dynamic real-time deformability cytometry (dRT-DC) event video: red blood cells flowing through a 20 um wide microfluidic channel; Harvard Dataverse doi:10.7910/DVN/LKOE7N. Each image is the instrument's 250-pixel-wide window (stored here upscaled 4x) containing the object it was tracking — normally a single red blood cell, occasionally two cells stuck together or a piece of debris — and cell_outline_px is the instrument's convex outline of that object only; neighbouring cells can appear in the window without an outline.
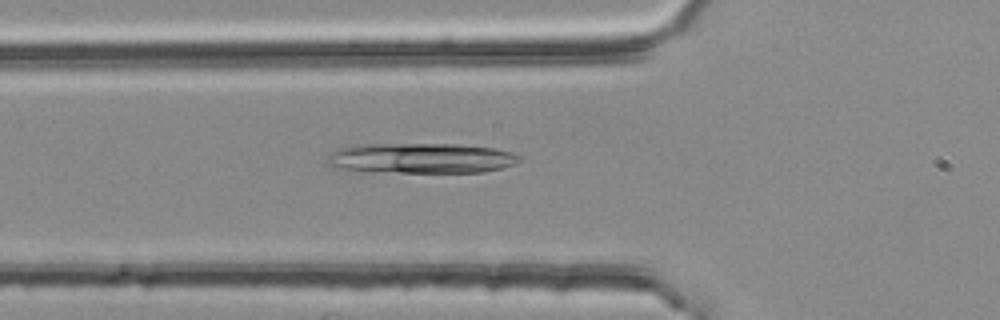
{"species": "common noctule bat (a hibernating species)", "species_latin": "Nyctalus noctula", "temperature_condition": "room temperature", "stored_images_in_passage": 45, "camera_frame_rate_fps": 3000, "um_per_image_px": 0.085, "animal": {"sex": "female", "body_mass_g": 25.1}, "frame": {"image": 1, "passage_image": 10, "time_ms": 3.0, "image_size_px": [1000, 320], "cell_outline_px": [[520, 160], [516, 164], [504, 168], [484, 172], [344, 172], [332, 168], [328, 164], [328, 156], [336, 148], [352, 144], [460, 144], [492, 148], [508, 152], [520, 156]], "centroid_in_image_um": [35.65, 13.46], "position_along_channel_um": 90.1, "area_um2": 34.68}}
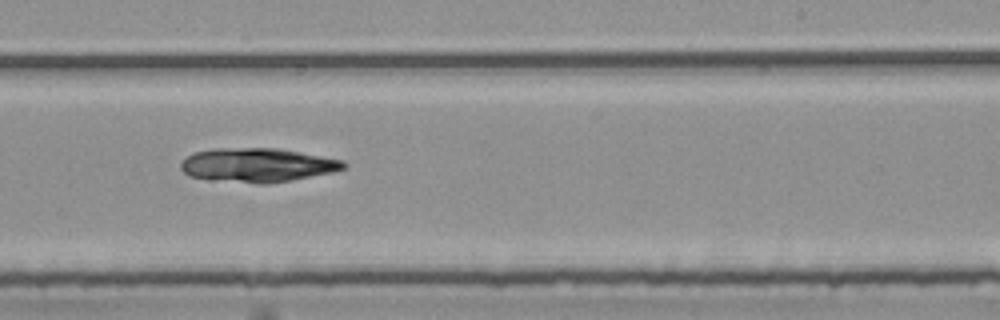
{"frame": {"image": 2, "passage_image": 24, "time_ms": 7.667, "image_size_px": [1000, 320], "cell_outline_px": [[348, 164], [344, 168], [332, 172], [292, 180], [268, 184], [260, 184], [188, 176], [180, 168], [180, 164], [188, 156], [196, 152], [212, 148], [276, 148], [300, 152], [344, 160]], "centroid_in_image_um": [21.91, 14.02], "position_along_channel_um": 267.1, "area_um2": 31.96}}
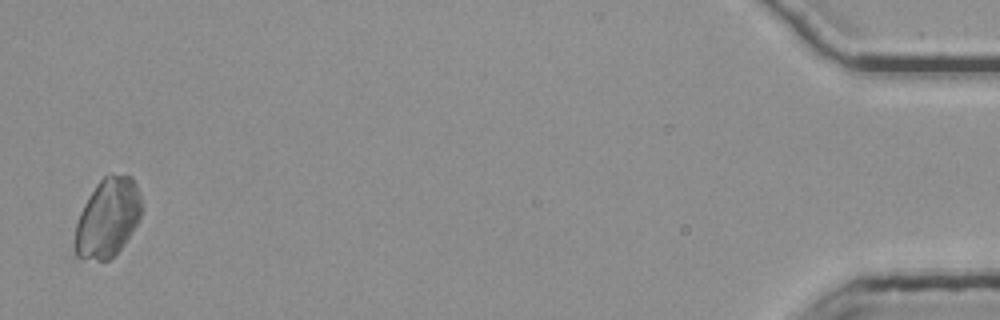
{"frame": {"image": 3, "passage_image": 44, "time_ms": 14.333, "image_size_px": [1000, 320], "cell_outline_px": [[144, 208], [140, 220], [124, 244], [108, 260], [80, 260], [76, 256], [72, 244], [76, 224], [80, 212], [88, 196], [96, 184], [104, 176], [132, 176], [136, 184], [144, 204]], "centroid_in_image_um": [9.14, 18.55], "position_along_channel_um": 426.1, "area_um2": 31.15}}